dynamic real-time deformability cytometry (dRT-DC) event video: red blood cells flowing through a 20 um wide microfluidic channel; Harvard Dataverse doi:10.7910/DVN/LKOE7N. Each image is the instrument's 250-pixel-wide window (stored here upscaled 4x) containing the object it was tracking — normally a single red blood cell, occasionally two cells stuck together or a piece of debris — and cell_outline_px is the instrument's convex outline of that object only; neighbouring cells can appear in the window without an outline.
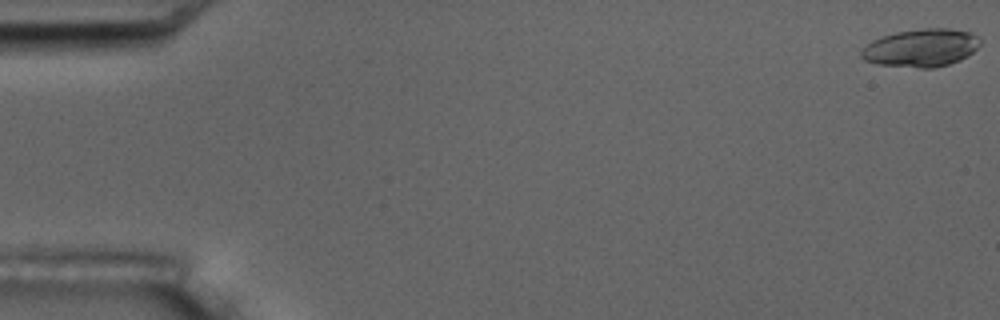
{"species": "common noctule bat (a hibernating species)", "species_latin": "Nyctalus noctula", "temperature_condition": "room temperature", "stored_images_in_passage": 4, "camera_frame_rate_fps": 3000, "um_per_image_px": 0.085, "animal": {"sex": "male", "body_mass_g": 17.5, "forearm_length_mm": 52.3}, "frame": {"image": 1, "passage_image": 1, "time_ms": 0.0, "image_size_px": [1000, 320], "cell_outline_px": [[980, 44], [968, 56], [960, 60], [948, 64], [932, 68], [920, 68], [876, 64], [864, 60], [860, 56], [860, 52], [872, 40], [896, 32], [924, 28], [948, 28], [972, 32], [980, 36]], "centroid_in_image_um": [78.32, 4.06], "position_along_channel_um": 6.7, "area_um2": 26.3}}